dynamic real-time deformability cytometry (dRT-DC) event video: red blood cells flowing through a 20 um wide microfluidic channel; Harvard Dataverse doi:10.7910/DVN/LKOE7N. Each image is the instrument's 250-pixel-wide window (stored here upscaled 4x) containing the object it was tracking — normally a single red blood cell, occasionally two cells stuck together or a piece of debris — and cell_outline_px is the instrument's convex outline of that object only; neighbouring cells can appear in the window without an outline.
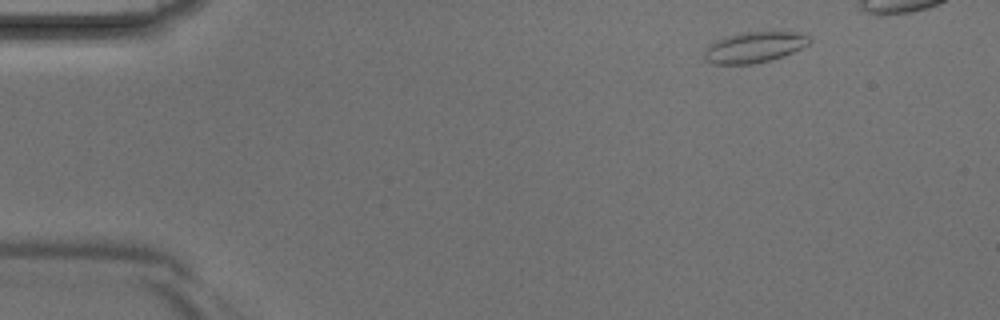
{"species": "Egyptian fruit bat (a non-hibernating species)", "species_latin": "Rousettus aegyptiacus", "temperature_condition": "room temperature", "stored_images_in_passage": 4, "camera_frame_rate_fps": 3000, "um_per_image_px": 0.085, "animal": {"sex": "male"}, "frame": {"image": 1, "passage_image": 1, "time_ms": 0.0, "image_size_px": [1000, 320], "cell_outline_px": [[812, 40], [808, 44], [792, 52], [768, 60], [752, 64], [712, 64], [704, 60], [704, 48], [716, 40], [740, 32], [800, 32], [808, 36]], "centroid_in_image_um": [64.06, 4.01], "position_along_channel_um": 20.9, "area_um2": 18.73}}